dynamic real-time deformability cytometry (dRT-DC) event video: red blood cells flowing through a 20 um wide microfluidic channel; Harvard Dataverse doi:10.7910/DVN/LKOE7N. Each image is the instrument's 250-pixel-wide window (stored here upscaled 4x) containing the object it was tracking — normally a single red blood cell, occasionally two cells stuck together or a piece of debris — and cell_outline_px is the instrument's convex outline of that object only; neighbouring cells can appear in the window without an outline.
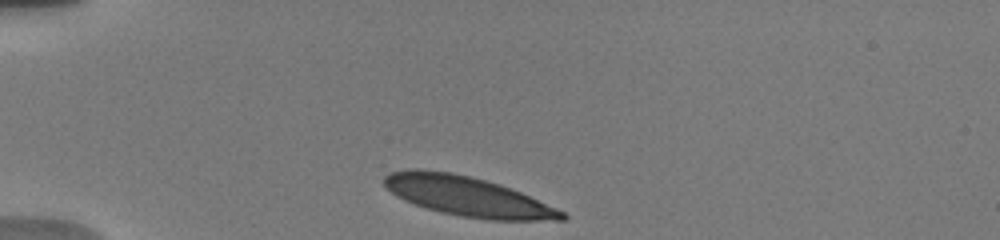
{"species": "human", "species_latin": "Homo sapiens", "temperature_condition": "warm", "stored_images_in_passage": 7, "camera_frame_rate_fps": 3000, "um_per_image_px": 0.085, "donor": {"sex": "male"}, "frame": {"image": 1, "passage_image": 1, "time_ms": 0.0, "image_size_px": [1000, 240], "cell_outline_px": [[568, 216], [564, 220], [488, 220], [464, 216], [444, 212], [428, 208], [404, 200], [396, 196], [384, 184], [384, 176], [388, 172], [408, 168], [420, 168], [452, 172], [500, 184], [520, 192], [556, 208], [564, 212]], "centroid_in_image_um": [39.71, 16.67], "position_along_channel_um": 45.3, "area_um2": 40.69}}